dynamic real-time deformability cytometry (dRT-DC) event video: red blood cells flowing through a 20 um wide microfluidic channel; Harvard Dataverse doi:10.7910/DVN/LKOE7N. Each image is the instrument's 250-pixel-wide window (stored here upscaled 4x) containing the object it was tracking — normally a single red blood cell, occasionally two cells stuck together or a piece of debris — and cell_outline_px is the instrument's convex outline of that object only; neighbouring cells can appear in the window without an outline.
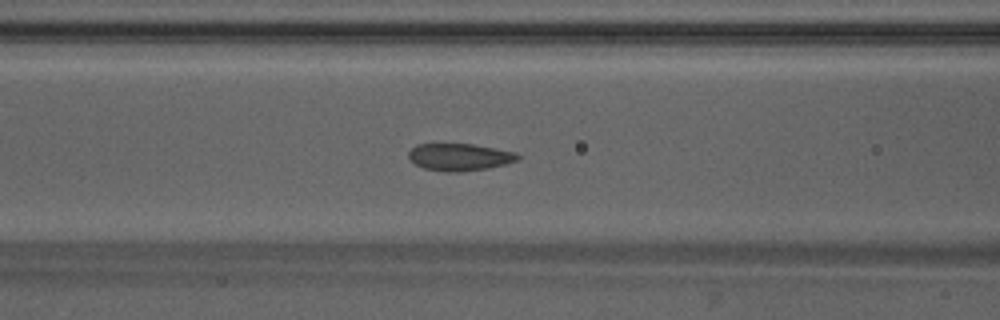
{"species": "Egyptian fruit bat (a non-hibernating species)", "species_latin": "Rousettus aegyptiacus", "temperature_condition": "warm", "stored_images_in_passage": 49, "camera_frame_rate_fps": 3000, "um_per_image_px": 0.085, "animal": {"sex": "male"}, "frame": {"image": 1, "passage_image": 20, "time_ms": 6.333, "image_size_px": [1000, 320], "cell_outline_px": [[520, 160], [488, 168], [460, 172], [444, 172], [424, 168], [416, 164], [408, 156], [408, 152], [416, 144], [472, 144], [516, 152], [520, 156]], "centroid_in_image_um": [39.07, 13.35], "position_along_channel_um": 127.5, "area_um2": 17.28}}
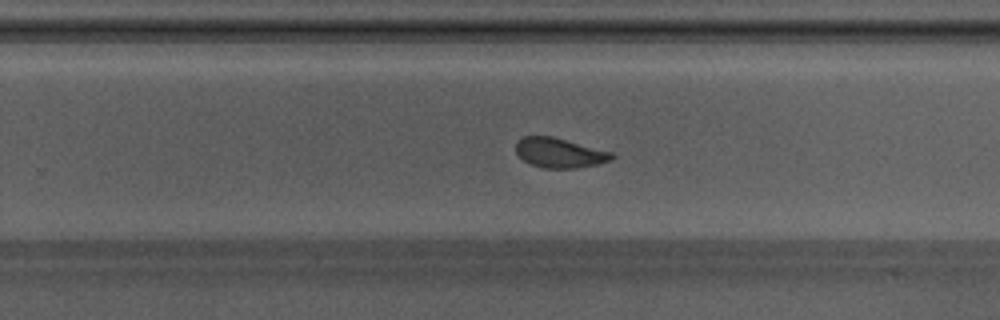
{"frame": {"image": 2, "passage_image": 31, "time_ms": 10.0, "image_size_px": [1000, 320], "cell_outline_px": [[616, 156], [612, 160], [596, 164], [576, 168], [544, 168], [532, 164], [524, 160], [516, 152], [516, 140], [524, 136], [552, 136], [612, 152]], "centroid_in_image_um": [47.56, 12.98], "position_along_channel_um": 282.2, "area_um2": 16.53}}
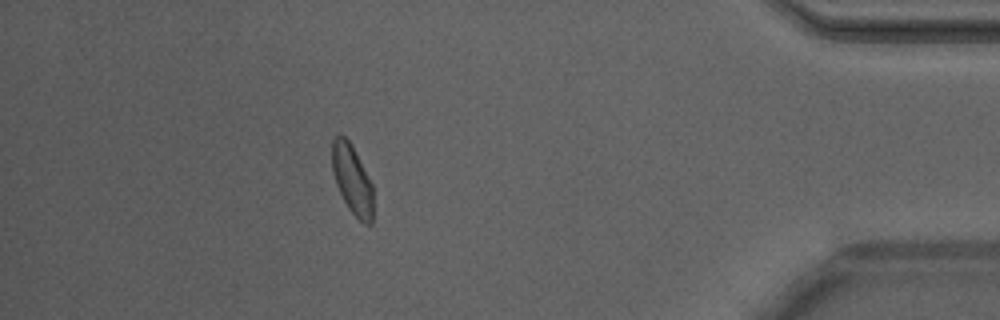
{"frame": {"image": 3, "passage_image": 43, "time_ms": 14.0, "image_size_px": [1000, 320], "cell_outline_px": [[372, 224], [364, 224], [348, 208], [336, 184], [332, 168], [332, 140], [340, 132], [352, 144], [372, 184]], "centroid_in_image_um": [29.92, 15.22], "position_along_channel_um": 405.3, "area_um2": 16.47}, "authors_computed_cell_mechanics": {"area_um2": 17.629, "velocity_mm_per_s": 4.2259, "shape_relaxation_time_tau1_ms": 4.1166, "shape_relaxation_time_tau2_ms": null, "deformation_change_tau1": 0.0891, "deformation_change_tau2": null}}